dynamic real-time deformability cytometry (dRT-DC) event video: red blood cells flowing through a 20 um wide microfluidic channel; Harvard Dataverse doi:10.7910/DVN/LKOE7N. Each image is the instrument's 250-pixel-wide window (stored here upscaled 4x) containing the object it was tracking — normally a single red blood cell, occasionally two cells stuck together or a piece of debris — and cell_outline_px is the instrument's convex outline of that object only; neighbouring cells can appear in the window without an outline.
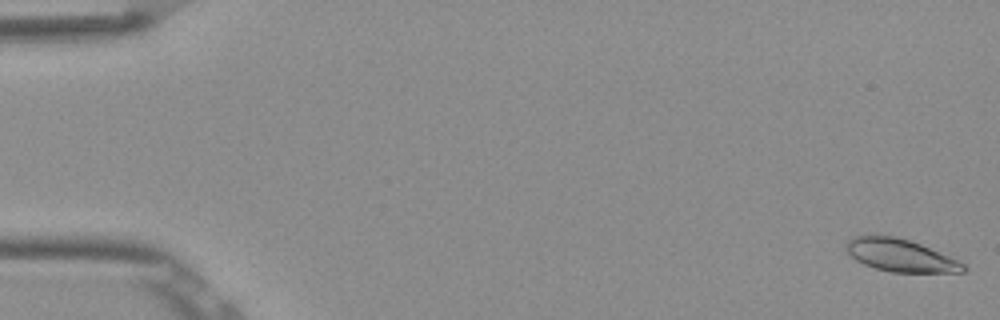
{"species": "Egyptian fruit bat (a non-hibernating species)", "species_latin": "Rousettus aegyptiacus", "temperature_condition": "room temperature", "stored_images_in_passage": 53, "camera_frame_rate_fps": 3000, "um_per_image_px": 0.085, "frame": {"image": 1, "passage_image": 1, "time_ms": 0.0, "image_size_px": [1000, 320], "cell_outline_px": [[968, 268], [964, 272], [892, 272], [876, 268], [864, 264], [856, 260], [844, 248], [848, 240], [856, 236], [896, 236], [920, 244], [948, 256], [964, 264]], "centroid_in_image_um": [76.52, 21.71], "position_along_channel_um": 8.5, "area_um2": 21.79}}
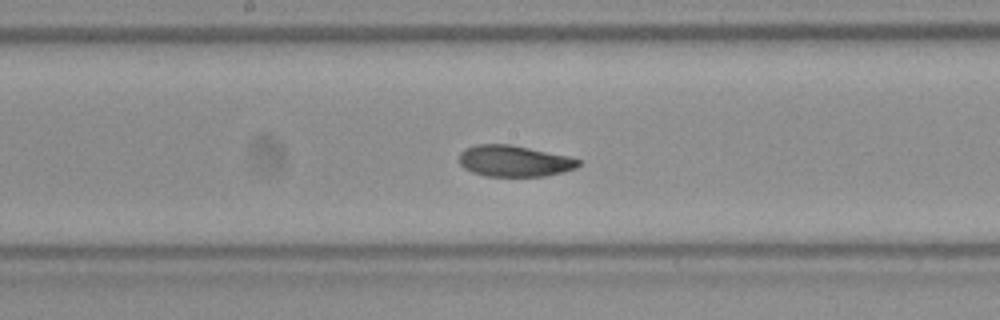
{"frame": {"image": 2, "passage_image": 28, "time_ms": 9.0, "image_size_px": [1000, 320], "cell_outline_px": [[580, 164], [576, 168], [564, 172], [544, 176], [488, 176], [472, 172], [464, 168], [460, 164], [460, 152], [464, 148], [476, 144], [512, 144], [568, 156], [580, 160]], "centroid_in_image_um": [43.7, 13.68], "position_along_channel_um": 204.5, "area_um2": 21.79}}
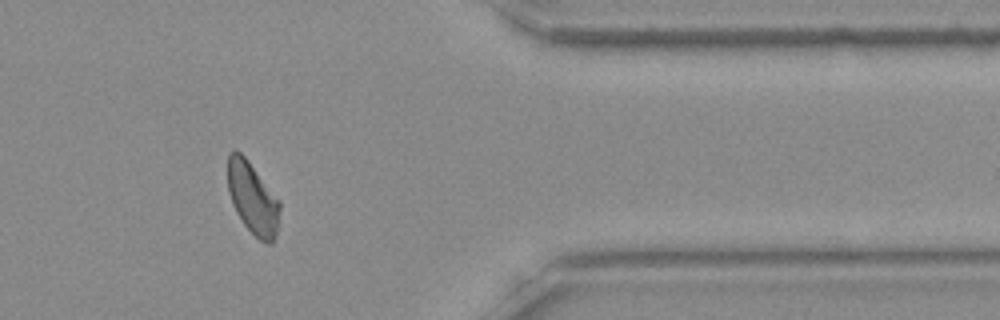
{"frame": {"image": 3, "passage_image": 44, "time_ms": 14.333, "image_size_px": [1000, 320], "cell_outline_px": [[280, 208], [276, 236], [272, 244], [264, 244], [244, 224], [236, 212], [232, 204], [228, 192], [228, 152], [240, 152], [248, 160], [280, 200]], "centroid_in_image_um": [21.49, 16.87], "position_along_channel_um": 389.9, "area_um2": 21.79}, "authors_computed_cell_mechanics": {"area_um2": 22.3108, "velocity_mm_per_s": 3.8509, "shape_relaxation_time_tau1_ms": 3.6687, "shape_relaxation_time_tau2_ms": 2.2082, "deformation_change_tau1": 0.1251, "deformation_change_tau2": 0.0671}}